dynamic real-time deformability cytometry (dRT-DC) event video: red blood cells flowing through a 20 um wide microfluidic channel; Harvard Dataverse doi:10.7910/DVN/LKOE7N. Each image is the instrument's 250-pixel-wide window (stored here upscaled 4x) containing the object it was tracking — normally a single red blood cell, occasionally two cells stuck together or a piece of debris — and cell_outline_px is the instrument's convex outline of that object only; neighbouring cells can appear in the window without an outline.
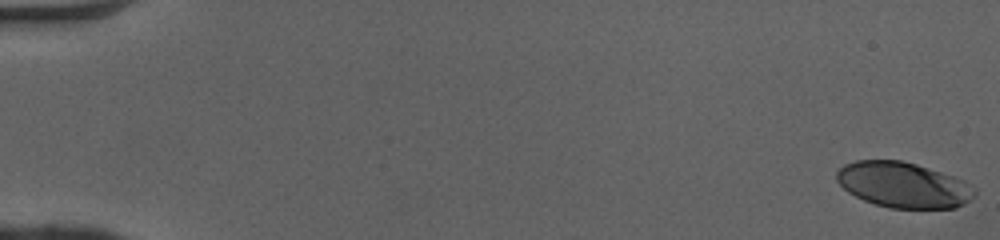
{"species": "human", "species_latin": "Homo sapiens", "temperature_condition": "cold", "stored_images_in_passage": 51, "camera_frame_rate_fps": 3000, "um_per_image_px": 0.085, "donor": {"sex": "female"}, "frame": {"image": 1, "passage_image": 1, "time_ms": 0.0, "image_size_px": [1000, 240], "cell_outline_px": [[976, 196], [964, 204], [956, 208], [888, 208], [864, 200], [848, 192], [836, 180], [836, 172], [844, 164], [856, 160], [900, 160], [916, 164], [956, 176], [964, 180], [976, 188]], "centroid_in_image_um": [76.82, 15.71], "position_along_channel_um": 8.2, "area_um2": 36.88}}
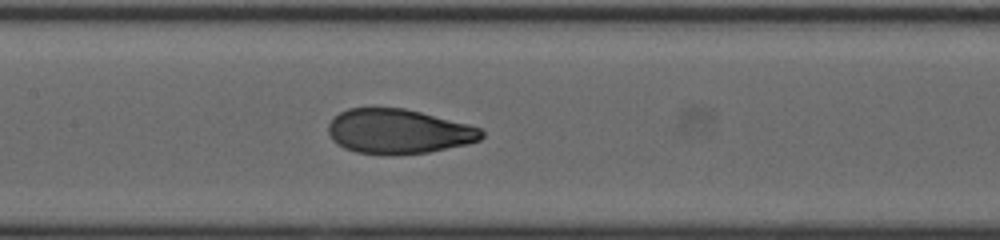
{"frame": {"image": 2, "passage_image": 26, "time_ms": 8.333, "image_size_px": [1000, 240], "cell_outline_px": [[484, 136], [480, 140], [468, 144], [428, 152], [392, 156], [356, 152], [344, 148], [332, 140], [328, 132], [328, 124], [340, 112], [348, 108], [404, 108], [468, 124], [480, 128], [484, 132]], "centroid_in_image_um": [33.87, 11.19], "position_along_channel_um": 173.5, "area_um2": 40.0}}
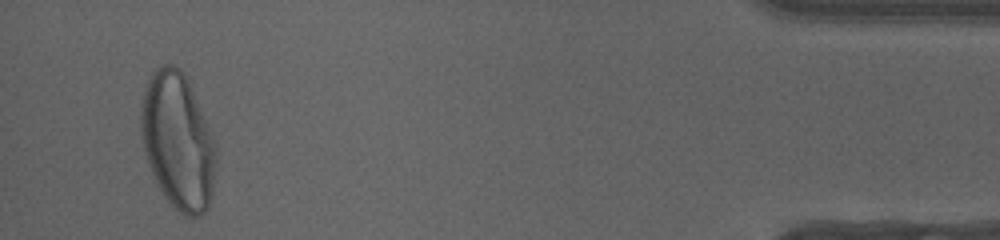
{"frame": {"image": 3, "passage_image": 49, "time_ms": 16.0, "image_size_px": [1000, 240], "cell_outline_px": [[216, 164], [212, 196], [208, 208], [200, 216], [184, 216], [164, 196], [148, 164], [144, 152], [140, 136], [140, 108], [144, 88], [152, 72], [156, 68], [164, 64], [172, 64], [180, 68], [184, 72], [216, 148]], "centroid_in_image_um": [15.08, 12.0], "position_along_channel_um": 420.1, "area_um2": 59.3}, "authors_computed_cell_mechanics": {"area_um2": 40.4022, "velocity_mm_per_s": 4.0992, "shape_relaxation_time_tau1_ms": 4.4494, "shape_relaxation_time_tau2_ms": 0.7816, "deformation_change_tau1": 0.23, "deformation_change_tau2": 0.0576}}